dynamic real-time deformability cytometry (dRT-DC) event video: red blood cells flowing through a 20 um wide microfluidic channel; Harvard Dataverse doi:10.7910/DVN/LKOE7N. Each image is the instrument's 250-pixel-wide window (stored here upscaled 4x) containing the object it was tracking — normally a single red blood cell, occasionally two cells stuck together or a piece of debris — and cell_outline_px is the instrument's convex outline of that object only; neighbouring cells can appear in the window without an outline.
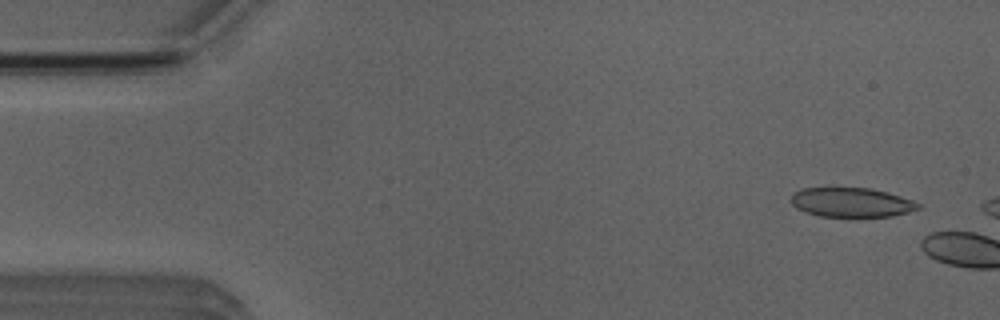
{"species": "Egyptian fruit bat (a non-hibernating species)", "species_latin": "Rousettus aegyptiacus", "temperature_condition": "room temperature", "stored_images_in_passage": 2, "camera_frame_rate_fps": 3000, "um_per_image_px": 0.085, "animal": {"sex": "male"}, "frame": {"image": 1, "passage_image": 1, "time_ms": 0.0, "image_size_px": [1000, 320], "cell_outline_px": [[920, 208], [908, 212], [892, 216], [820, 216], [804, 212], [796, 208], [792, 204], [792, 192], [800, 188], [868, 188], [888, 192], [912, 200], [920, 204]], "centroid_in_image_um": [72.35, 17.19], "position_along_channel_um": 12.7, "area_um2": 21.68}}